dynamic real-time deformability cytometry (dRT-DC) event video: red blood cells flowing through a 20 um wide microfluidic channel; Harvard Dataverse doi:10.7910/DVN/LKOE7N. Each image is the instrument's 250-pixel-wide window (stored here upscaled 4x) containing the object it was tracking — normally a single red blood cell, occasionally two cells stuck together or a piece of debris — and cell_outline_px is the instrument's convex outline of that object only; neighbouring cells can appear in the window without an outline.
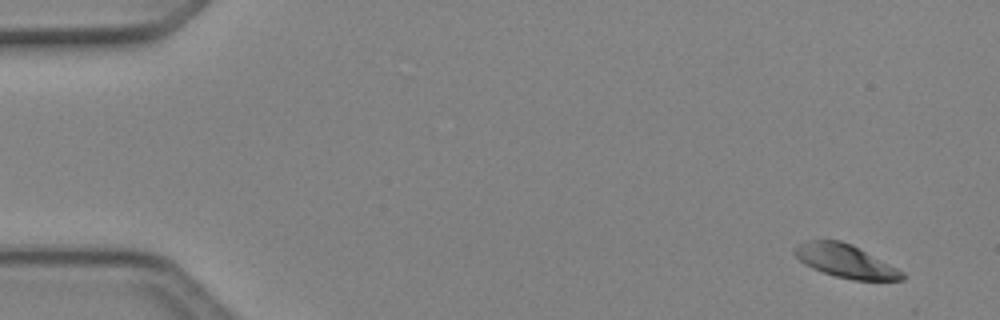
{"species": "Egyptian fruit bat (a non-hibernating species)", "species_latin": "Rousettus aegyptiacus", "temperature_condition": "cold", "stored_images_in_passage": 7, "camera_frame_rate_fps": 3000, "um_per_image_px": 0.085, "animal": {"sex": "female"}, "frame": {"image": 1, "passage_image": 1, "time_ms": 0.0, "image_size_px": [1000, 320], "cell_outline_px": [[904, 280], [852, 280], [836, 276], [812, 268], [804, 264], [792, 252], [792, 248], [796, 244], [808, 240], [840, 240], [852, 244], [904, 272]], "centroid_in_image_um": [71.82, 22.18], "position_along_channel_um": 13.2, "area_um2": 20.75}}
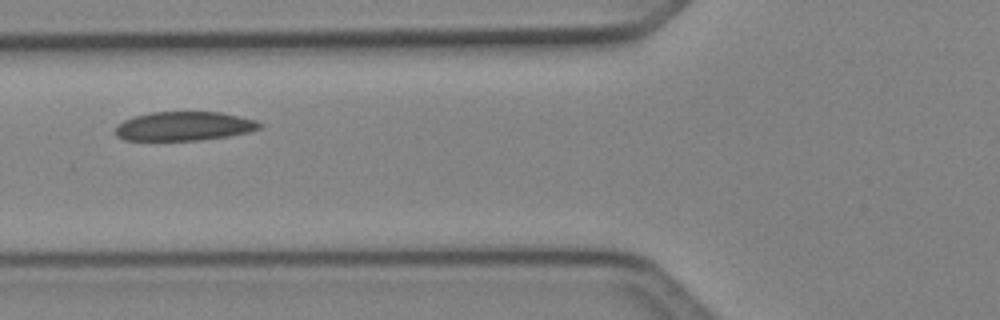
{"frame": {"image": 2, "passage_image": 5, "time_ms": 1.333, "image_size_px": [1000, 320], "cell_outline_px": [[264, 124], [260, 128], [248, 132], [228, 136], [200, 140], [124, 140], [116, 136], [116, 128], [124, 120], [136, 116], [152, 112], [220, 112], [256, 120]], "centroid_in_image_um": [15.67, 10.73], "position_along_channel_um": 110.1, "area_um2": 24.22}}
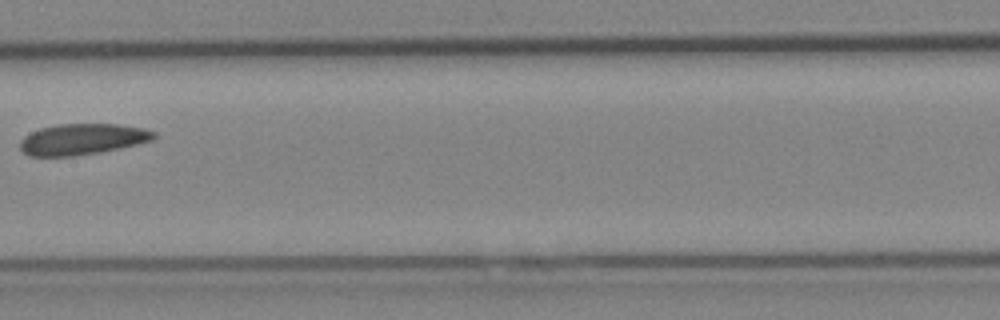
{"frame": {"image": 3, "passage_image": 7, "time_ms": 2.0, "image_size_px": [1000, 320], "cell_outline_px": [[156, 136], [152, 140], [120, 148], [100, 152], [72, 156], [28, 156], [20, 148], [20, 140], [24, 136], [40, 128], [60, 124], [116, 124], [144, 128], [156, 132]], "centroid_in_image_um": [6.99, 11.83], "position_along_channel_um": 200.4, "area_um2": 24.1}}